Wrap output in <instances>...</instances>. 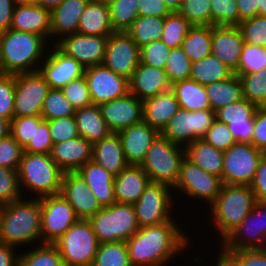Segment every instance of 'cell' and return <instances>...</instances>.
Masks as SVG:
<instances>
[{
    "mask_svg": "<svg viewBox=\"0 0 266 266\" xmlns=\"http://www.w3.org/2000/svg\"><path fill=\"white\" fill-rule=\"evenodd\" d=\"M160 132L145 121H141L118 132L125 160L129 165H140L151 143Z\"/></svg>",
    "mask_w": 266,
    "mask_h": 266,
    "instance_id": "cell-24",
    "label": "cell"
},
{
    "mask_svg": "<svg viewBox=\"0 0 266 266\" xmlns=\"http://www.w3.org/2000/svg\"><path fill=\"white\" fill-rule=\"evenodd\" d=\"M92 160L114 176L129 165L125 160L122 141L118 133H111L108 137L93 144Z\"/></svg>",
    "mask_w": 266,
    "mask_h": 266,
    "instance_id": "cell-32",
    "label": "cell"
},
{
    "mask_svg": "<svg viewBox=\"0 0 266 266\" xmlns=\"http://www.w3.org/2000/svg\"><path fill=\"white\" fill-rule=\"evenodd\" d=\"M169 188L171 187L166 184L152 182L145 188L140 199L133 204L139 227L159 225L172 220L169 210L173 203Z\"/></svg>",
    "mask_w": 266,
    "mask_h": 266,
    "instance_id": "cell-14",
    "label": "cell"
},
{
    "mask_svg": "<svg viewBox=\"0 0 266 266\" xmlns=\"http://www.w3.org/2000/svg\"><path fill=\"white\" fill-rule=\"evenodd\" d=\"M179 109L176 95L170 89L143 100V121L161 132Z\"/></svg>",
    "mask_w": 266,
    "mask_h": 266,
    "instance_id": "cell-30",
    "label": "cell"
},
{
    "mask_svg": "<svg viewBox=\"0 0 266 266\" xmlns=\"http://www.w3.org/2000/svg\"><path fill=\"white\" fill-rule=\"evenodd\" d=\"M53 141L49 132L47 120L39 116H34L33 139L23 148L26 153L50 154Z\"/></svg>",
    "mask_w": 266,
    "mask_h": 266,
    "instance_id": "cell-49",
    "label": "cell"
},
{
    "mask_svg": "<svg viewBox=\"0 0 266 266\" xmlns=\"http://www.w3.org/2000/svg\"><path fill=\"white\" fill-rule=\"evenodd\" d=\"M191 67L192 62L180 46L171 49L164 70L172 85L174 82L189 79L191 75Z\"/></svg>",
    "mask_w": 266,
    "mask_h": 266,
    "instance_id": "cell-47",
    "label": "cell"
},
{
    "mask_svg": "<svg viewBox=\"0 0 266 266\" xmlns=\"http://www.w3.org/2000/svg\"><path fill=\"white\" fill-rule=\"evenodd\" d=\"M139 16L166 17L171 11L162 0H139Z\"/></svg>",
    "mask_w": 266,
    "mask_h": 266,
    "instance_id": "cell-64",
    "label": "cell"
},
{
    "mask_svg": "<svg viewBox=\"0 0 266 266\" xmlns=\"http://www.w3.org/2000/svg\"><path fill=\"white\" fill-rule=\"evenodd\" d=\"M170 89L171 83L164 69L141 62L129 80V93L139 100L156 96Z\"/></svg>",
    "mask_w": 266,
    "mask_h": 266,
    "instance_id": "cell-26",
    "label": "cell"
},
{
    "mask_svg": "<svg viewBox=\"0 0 266 266\" xmlns=\"http://www.w3.org/2000/svg\"><path fill=\"white\" fill-rule=\"evenodd\" d=\"M15 75L0 73V117H14Z\"/></svg>",
    "mask_w": 266,
    "mask_h": 266,
    "instance_id": "cell-56",
    "label": "cell"
},
{
    "mask_svg": "<svg viewBox=\"0 0 266 266\" xmlns=\"http://www.w3.org/2000/svg\"><path fill=\"white\" fill-rule=\"evenodd\" d=\"M215 119V112L211 109L188 111L180 108L160 134L175 144L183 143L185 148L197 139H202Z\"/></svg>",
    "mask_w": 266,
    "mask_h": 266,
    "instance_id": "cell-9",
    "label": "cell"
},
{
    "mask_svg": "<svg viewBox=\"0 0 266 266\" xmlns=\"http://www.w3.org/2000/svg\"><path fill=\"white\" fill-rule=\"evenodd\" d=\"M45 41L42 36L24 31L0 32V73L15 75L38 71L36 65L43 58Z\"/></svg>",
    "mask_w": 266,
    "mask_h": 266,
    "instance_id": "cell-3",
    "label": "cell"
},
{
    "mask_svg": "<svg viewBox=\"0 0 266 266\" xmlns=\"http://www.w3.org/2000/svg\"><path fill=\"white\" fill-rule=\"evenodd\" d=\"M91 266H131L126 242L100 243Z\"/></svg>",
    "mask_w": 266,
    "mask_h": 266,
    "instance_id": "cell-42",
    "label": "cell"
},
{
    "mask_svg": "<svg viewBox=\"0 0 266 266\" xmlns=\"http://www.w3.org/2000/svg\"><path fill=\"white\" fill-rule=\"evenodd\" d=\"M251 144L258 150L266 151V105L257 107Z\"/></svg>",
    "mask_w": 266,
    "mask_h": 266,
    "instance_id": "cell-62",
    "label": "cell"
},
{
    "mask_svg": "<svg viewBox=\"0 0 266 266\" xmlns=\"http://www.w3.org/2000/svg\"><path fill=\"white\" fill-rule=\"evenodd\" d=\"M64 172L50 154L23 152L18 169L19 186L36 193V198L60 193Z\"/></svg>",
    "mask_w": 266,
    "mask_h": 266,
    "instance_id": "cell-5",
    "label": "cell"
},
{
    "mask_svg": "<svg viewBox=\"0 0 266 266\" xmlns=\"http://www.w3.org/2000/svg\"><path fill=\"white\" fill-rule=\"evenodd\" d=\"M55 47V48H54ZM39 72L52 89H61L69 82L84 76V67L73 57L66 55L55 44Z\"/></svg>",
    "mask_w": 266,
    "mask_h": 266,
    "instance_id": "cell-22",
    "label": "cell"
},
{
    "mask_svg": "<svg viewBox=\"0 0 266 266\" xmlns=\"http://www.w3.org/2000/svg\"><path fill=\"white\" fill-rule=\"evenodd\" d=\"M90 0H63L50 11V37L77 33L80 17ZM58 34V35H57Z\"/></svg>",
    "mask_w": 266,
    "mask_h": 266,
    "instance_id": "cell-31",
    "label": "cell"
},
{
    "mask_svg": "<svg viewBox=\"0 0 266 266\" xmlns=\"http://www.w3.org/2000/svg\"><path fill=\"white\" fill-rule=\"evenodd\" d=\"M233 266H266V248L220 251Z\"/></svg>",
    "mask_w": 266,
    "mask_h": 266,
    "instance_id": "cell-53",
    "label": "cell"
},
{
    "mask_svg": "<svg viewBox=\"0 0 266 266\" xmlns=\"http://www.w3.org/2000/svg\"><path fill=\"white\" fill-rule=\"evenodd\" d=\"M109 36L69 34L53 42L66 55L84 68L103 64Z\"/></svg>",
    "mask_w": 266,
    "mask_h": 266,
    "instance_id": "cell-18",
    "label": "cell"
},
{
    "mask_svg": "<svg viewBox=\"0 0 266 266\" xmlns=\"http://www.w3.org/2000/svg\"><path fill=\"white\" fill-rule=\"evenodd\" d=\"M234 72L212 53L196 62H192L190 79L201 85L224 81Z\"/></svg>",
    "mask_w": 266,
    "mask_h": 266,
    "instance_id": "cell-38",
    "label": "cell"
},
{
    "mask_svg": "<svg viewBox=\"0 0 266 266\" xmlns=\"http://www.w3.org/2000/svg\"><path fill=\"white\" fill-rule=\"evenodd\" d=\"M77 173L86 182L102 208L116 203L114 191L115 176L108 172L103 166L90 160L86 162Z\"/></svg>",
    "mask_w": 266,
    "mask_h": 266,
    "instance_id": "cell-28",
    "label": "cell"
},
{
    "mask_svg": "<svg viewBox=\"0 0 266 266\" xmlns=\"http://www.w3.org/2000/svg\"><path fill=\"white\" fill-rule=\"evenodd\" d=\"M93 144L85 138H76L53 144L50 157L64 172H77L92 160Z\"/></svg>",
    "mask_w": 266,
    "mask_h": 266,
    "instance_id": "cell-25",
    "label": "cell"
},
{
    "mask_svg": "<svg viewBox=\"0 0 266 266\" xmlns=\"http://www.w3.org/2000/svg\"><path fill=\"white\" fill-rule=\"evenodd\" d=\"M89 221L99 243L127 241L140 228L132 204L113 203L102 208Z\"/></svg>",
    "mask_w": 266,
    "mask_h": 266,
    "instance_id": "cell-7",
    "label": "cell"
},
{
    "mask_svg": "<svg viewBox=\"0 0 266 266\" xmlns=\"http://www.w3.org/2000/svg\"><path fill=\"white\" fill-rule=\"evenodd\" d=\"M105 123L112 133L143 121V100L128 93L126 96L113 99L99 105Z\"/></svg>",
    "mask_w": 266,
    "mask_h": 266,
    "instance_id": "cell-19",
    "label": "cell"
},
{
    "mask_svg": "<svg viewBox=\"0 0 266 266\" xmlns=\"http://www.w3.org/2000/svg\"><path fill=\"white\" fill-rule=\"evenodd\" d=\"M19 3H33L39 4V0H17Z\"/></svg>",
    "mask_w": 266,
    "mask_h": 266,
    "instance_id": "cell-73",
    "label": "cell"
},
{
    "mask_svg": "<svg viewBox=\"0 0 266 266\" xmlns=\"http://www.w3.org/2000/svg\"><path fill=\"white\" fill-rule=\"evenodd\" d=\"M224 152L216 149L203 139H197L185 147V157L202 168L222 179Z\"/></svg>",
    "mask_w": 266,
    "mask_h": 266,
    "instance_id": "cell-35",
    "label": "cell"
},
{
    "mask_svg": "<svg viewBox=\"0 0 266 266\" xmlns=\"http://www.w3.org/2000/svg\"><path fill=\"white\" fill-rule=\"evenodd\" d=\"M256 197L250 186L223 184L211 205L213 222L223 240L252 211Z\"/></svg>",
    "mask_w": 266,
    "mask_h": 266,
    "instance_id": "cell-4",
    "label": "cell"
},
{
    "mask_svg": "<svg viewBox=\"0 0 266 266\" xmlns=\"http://www.w3.org/2000/svg\"><path fill=\"white\" fill-rule=\"evenodd\" d=\"M10 29L42 36H50V10L33 3H17L12 16Z\"/></svg>",
    "mask_w": 266,
    "mask_h": 266,
    "instance_id": "cell-27",
    "label": "cell"
},
{
    "mask_svg": "<svg viewBox=\"0 0 266 266\" xmlns=\"http://www.w3.org/2000/svg\"><path fill=\"white\" fill-rule=\"evenodd\" d=\"M32 250L19 255V266H65L53 244H40Z\"/></svg>",
    "mask_w": 266,
    "mask_h": 266,
    "instance_id": "cell-46",
    "label": "cell"
},
{
    "mask_svg": "<svg viewBox=\"0 0 266 266\" xmlns=\"http://www.w3.org/2000/svg\"><path fill=\"white\" fill-rule=\"evenodd\" d=\"M223 155V184L250 186L264 152L250 143L236 142Z\"/></svg>",
    "mask_w": 266,
    "mask_h": 266,
    "instance_id": "cell-10",
    "label": "cell"
},
{
    "mask_svg": "<svg viewBox=\"0 0 266 266\" xmlns=\"http://www.w3.org/2000/svg\"><path fill=\"white\" fill-rule=\"evenodd\" d=\"M84 77L94 105H101L129 93V80L116 75L104 64L85 68Z\"/></svg>",
    "mask_w": 266,
    "mask_h": 266,
    "instance_id": "cell-17",
    "label": "cell"
},
{
    "mask_svg": "<svg viewBox=\"0 0 266 266\" xmlns=\"http://www.w3.org/2000/svg\"><path fill=\"white\" fill-rule=\"evenodd\" d=\"M74 117L79 135L92 144L112 133L102 117L99 105L92 104L88 107L76 109Z\"/></svg>",
    "mask_w": 266,
    "mask_h": 266,
    "instance_id": "cell-34",
    "label": "cell"
},
{
    "mask_svg": "<svg viewBox=\"0 0 266 266\" xmlns=\"http://www.w3.org/2000/svg\"><path fill=\"white\" fill-rule=\"evenodd\" d=\"M266 68V48L245 43L234 74H249Z\"/></svg>",
    "mask_w": 266,
    "mask_h": 266,
    "instance_id": "cell-48",
    "label": "cell"
},
{
    "mask_svg": "<svg viewBox=\"0 0 266 266\" xmlns=\"http://www.w3.org/2000/svg\"><path fill=\"white\" fill-rule=\"evenodd\" d=\"M93 1H99V2H102V3H107L109 4L111 1L113 0H93Z\"/></svg>",
    "mask_w": 266,
    "mask_h": 266,
    "instance_id": "cell-74",
    "label": "cell"
},
{
    "mask_svg": "<svg viewBox=\"0 0 266 266\" xmlns=\"http://www.w3.org/2000/svg\"><path fill=\"white\" fill-rule=\"evenodd\" d=\"M41 244L55 243L79 220L73 207L60 195L40 197Z\"/></svg>",
    "mask_w": 266,
    "mask_h": 266,
    "instance_id": "cell-12",
    "label": "cell"
},
{
    "mask_svg": "<svg viewBox=\"0 0 266 266\" xmlns=\"http://www.w3.org/2000/svg\"><path fill=\"white\" fill-rule=\"evenodd\" d=\"M216 266H233L222 254L218 253Z\"/></svg>",
    "mask_w": 266,
    "mask_h": 266,
    "instance_id": "cell-71",
    "label": "cell"
},
{
    "mask_svg": "<svg viewBox=\"0 0 266 266\" xmlns=\"http://www.w3.org/2000/svg\"><path fill=\"white\" fill-rule=\"evenodd\" d=\"M181 47L191 62L209 56L212 53V26H192Z\"/></svg>",
    "mask_w": 266,
    "mask_h": 266,
    "instance_id": "cell-39",
    "label": "cell"
},
{
    "mask_svg": "<svg viewBox=\"0 0 266 266\" xmlns=\"http://www.w3.org/2000/svg\"><path fill=\"white\" fill-rule=\"evenodd\" d=\"M175 224L174 220H170L140 227L125 241L131 266H163L184 250L189 240Z\"/></svg>",
    "mask_w": 266,
    "mask_h": 266,
    "instance_id": "cell-1",
    "label": "cell"
},
{
    "mask_svg": "<svg viewBox=\"0 0 266 266\" xmlns=\"http://www.w3.org/2000/svg\"><path fill=\"white\" fill-rule=\"evenodd\" d=\"M205 89L211 110L214 112L243 98L242 84L236 74L224 81L207 84Z\"/></svg>",
    "mask_w": 266,
    "mask_h": 266,
    "instance_id": "cell-37",
    "label": "cell"
},
{
    "mask_svg": "<svg viewBox=\"0 0 266 266\" xmlns=\"http://www.w3.org/2000/svg\"><path fill=\"white\" fill-rule=\"evenodd\" d=\"M139 63L140 48L126 32L109 35L103 63L108 69L130 80Z\"/></svg>",
    "mask_w": 266,
    "mask_h": 266,
    "instance_id": "cell-16",
    "label": "cell"
},
{
    "mask_svg": "<svg viewBox=\"0 0 266 266\" xmlns=\"http://www.w3.org/2000/svg\"><path fill=\"white\" fill-rule=\"evenodd\" d=\"M171 12H178L184 0H162Z\"/></svg>",
    "mask_w": 266,
    "mask_h": 266,
    "instance_id": "cell-69",
    "label": "cell"
},
{
    "mask_svg": "<svg viewBox=\"0 0 266 266\" xmlns=\"http://www.w3.org/2000/svg\"><path fill=\"white\" fill-rule=\"evenodd\" d=\"M13 246L0 243V266H19V255L16 256Z\"/></svg>",
    "mask_w": 266,
    "mask_h": 266,
    "instance_id": "cell-67",
    "label": "cell"
},
{
    "mask_svg": "<svg viewBox=\"0 0 266 266\" xmlns=\"http://www.w3.org/2000/svg\"><path fill=\"white\" fill-rule=\"evenodd\" d=\"M150 183L149 176L140 165H128L114 178L116 203L133 205Z\"/></svg>",
    "mask_w": 266,
    "mask_h": 266,
    "instance_id": "cell-29",
    "label": "cell"
},
{
    "mask_svg": "<svg viewBox=\"0 0 266 266\" xmlns=\"http://www.w3.org/2000/svg\"><path fill=\"white\" fill-rule=\"evenodd\" d=\"M222 186L223 182L220 177L204 171L185 157L181 163L178 181L174 188L193 198H203L206 202L209 201L208 205H212Z\"/></svg>",
    "mask_w": 266,
    "mask_h": 266,
    "instance_id": "cell-15",
    "label": "cell"
},
{
    "mask_svg": "<svg viewBox=\"0 0 266 266\" xmlns=\"http://www.w3.org/2000/svg\"><path fill=\"white\" fill-rule=\"evenodd\" d=\"M170 51L171 48L161 40L151 42L140 48V62L164 69Z\"/></svg>",
    "mask_w": 266,
    "mask_h": 266,
    "instance_id": "cell-58",
    "label": "cell"
},
{
    "mask_svg": "<svg viewBox=\"0 0 266 266\" xmlns=\"http://www.w3.org/2000/svg\"><path fill=\"white\" fill-rule=\"evenodd\" d=\"M75 110L61 89L50 88L43 102L41 116L44 120L59 119L74 116Z\"/></svg>",
    "mask_w": 266,
    "mask_h": 266,
    "instance_id": "cell-45",
    "label": "cell"
},
{
    "mask_svg": "<svg viewBox=\"0 0 266 266\" xmlns=\"http://www.w3.org/2000/svg\"><path fill=\"white\" fill-rule=\"evenodd\" d=\"M113 32L108 4L90 0L80 17L77 33L109 36Z\"/></svg>",
    "mask_w": 266,
    "mask_h": 266,
    "instance_id": "cell-33",
    "label": "cell"
},
{
    "mask_svg": "<svg viewBox=\"0 0 266 266\" xmlns=\"http://www.w3.org/2000/svg\"><path fill=\"white\" fill-rule=\"evenodd\" d=\"M50 90L38 71L15 74L14 116H39Z\"/></svg>",
    "mask_w": 266,
    "mask_h": 266,
    "instance_id": "cell-13",
    "label": "cell"
},
{
    "mask_svg": "<svg viewBox=\"0 0 266 266\" xmlns=\"http://www.w3.org/2000/svg\"><path fill=\"white\" fill-rule=\"evenodd\" d=\"M259 16L266 17V0H261V5L259 6Z\"/></svg>",
    "mask_w": 266,
    "mask_h": 266,
    "instance_id": "cell-72",
    "label": "cell"
},
{
    "mask_svg": "<svg viewBox=\"0 0 266 266\" xmlns=\"http://www.w3.org/2000/svg\"><path fill=\"white\" fill-rule=\"evenodd\" d=\"M193 25L179 12H171L165 17L161 41L169 48L180 47Z\"/></svg>",
    "mask_w": 266,
    "mask_h": 266,
    "instance_id": "cell-44",
    "label": "cell"
},
{
    "mask_svg": "<svg viewBox=\"0 0 266 266\" xmlns=\"http://www.w3.org/2000/svg\"><path fill=\"white\" fill-rule=\"evenodd\" d=\"M17 0H0V32L10 29Z\"/></svg>",
    "mask_w": 266,
    "mask_h": 266,
    "instance_id": "cell-66",
    "label": "cell"
},
{
    "mask_svg": "<svg viewBox=\"0 0 266 266\" xmlns=\"http://www.w3.org/2000/svg\"><path fill=\"white\" fill-rule=\"evenodd\" d=\"M211 26H238L239 15L236 0H211Z\"/></svg>",
    "mask_w": 266,
    "mask_h": 266,
    "instance_id": "cell-52",
    "label": "cell"
},
{
    "mask_svg": "<svg viewBox=\"0 0 266 266\" xmlns=\"http://www.w3.org/2000/svg\"><path fill=\"white\" fill-rule=\"evenodd\" d=\"M202 139L223 152L236 143L227 124L217 119L213 121L212 126L207 130L206 135Z\"/></svg>",
    "mask_w": 266,
    "mask_h": 266,
    "instance_id": "cell-59",
    "label": "cell"
},
{
    "mask_svg": "<svg viewBox=\"0 0 266 266\" xmlns=\"http://www.w3.org/2000/svg\"><path fill=\"white\" fill-rule=\"evenodd\" d=\"M211 0H184L178 11L193 26H211Z\"/></svg>",
    "mask_w": 266,
    "mask_h": 266,
    "instance_id": "cell-50",
    "label": "cell"
},
{
    "mask_svg": "<svg viewBox=\"0 0 266 266\" xmlns=\"http://www.w3.org/2000/svg\"><path fill=\"white\" fill-rule=\"evenodd\" d=\"M245 42L238 26H212V54L233 72L237 70Z\"/></svg>",
    "mask_w": 266,
    "mask_h": 266,
    "instance_id": "cell-23",
    "label": "cell"
},
{
    "mask_svg": "<svg viewBox=\"0 0 266 266\" xmlns=\"http://www.w3.org/2000/svg\"><path fill=\"white\" fill-rule=\"evenodd\" d=\"M34 116H14L11 120L10 135L24 148L33 139Z\"/></svg>",
    "mask_w": 266,
    "mask_h": 266,
    "instance_id": "cell-61",
    "label": "cell"
},
{
    "mask_svg": "<svg viewBox=\"0 0 266 266\" xmlns=\"http://www.w3.org/2000/svg\"><path fill=\"white\" fill-rule=\"evenodd\" d=\"M63 0H39V5L50 11L57 7Z\"/></svg>",
    "mask_w": 266,
    "mask_h": 266,
    "instance_id": "cell-70",
    "label": "cell"
},
{
    "mask_svg": "<svg viewBox=\"0 0 266 266\" xmlns=\"http://www.w3.org/2000/svg\"><path fill=\"white\" fill-rule=\"evenodd\" d=\"M59 194L73 207L79 219L89 220L102 209L86 182L77 172L63 174Z\"/></svg>",
    "mask_w": 266,
    "mask_h": 266,
    "instance_id": "cell-20",
    "label": "cell"
},
{
    "mask_svg": "<svg viewBox=\"0 0 266 266\" xmlns=\"http://www.w3.org/2000/svg\"><path fill=\"white\" fill-rule=\"evenodd\" d=\"M221 242L220 251L266 248V202L256 201L252 211Z\"/></svg>",
    "mask_w": 266,
    "mask_h": 266,
    "instance_id": "cell-11",
    "label": "cell"
},
{
    "mask_svg": "<svg viewBox=\"0 0 266 266\" xmlns=\"http://www.w3.org/2000/svg\"><path fill=\"white\" fill-rule=\"evenodd\" d=\"M11 121L0 117V140L10 135Z\"/></svg>",
    "mask_w": 266,
    "mask_h": 266,
    "instance_id": "cell-68",
    "label": "cell"
},
{
    "mask_svg": "<svg viewBox=\"0 0 266 266\" xmlns=\"http://www.w3.org/2000/svg\"><path fill=\"white\" fill-rule=\"evenodd\" d=\"M159 134L146 153L140 166L152 183L174 187L178 181L180 166L185 158V148ZM182 150V151H181Z\"/></svg>",
    "mask_w": 266,
    "mask_h": 266,
    "instance_id": "cell-6",
    "label": "cell"
},
{
    "mask_svg": "<svg viewBox=\"0 0 266 266\" xmlns=\"http://www.w3.org/2000/svg\"><path fill=\"white\" fill-rule=\"evenodd\" d=\"M257 201L266 202V155L259 161L255 177L250 185Z\"/></svg>",
    "mask_w": 266,
    "mask_h": 266,
    "instance_id": "cell-63",
    "label": "cell"
},
{
    "mask_svg": "<svg viewBox=\"0 0 266 266\" xmlns=\"http://www.w3.org/2000/svg\"><path fill=\"white\" fill-rule=\"evenodd\" d=\"M18 170L0 167V205L22 199Z\"/></svg>",
    "mask_w": 266,
    "mask_h": 266,
    "instance_id": "cell-54",
    "label": "cell"
},
{
    "mask_svg": "<svg viewBox=\"0 0 266 266\" xmlns=\"http://www.w3.org/2000/svg\"><path fill=\"white\" fill-rule=\"evenodd\" d=\"M99 242L89 220L79 219L53 245L65 266H91Z\"/></svg>",
    "mask_w": 266,
    "mask_h": 266,
    "instance_id": "cell-8",
    "label": "cell"
},
{
    "mask_svg": "<svg viewBox=\"0 0 266 266\" xmlns=\"http://www.w3.org/2000/svg\"><path fill=\"white\" fill-rule=\"evenodd\" d=\"M239 15V23L242 20L259 15L261 0H236Z\"/></svg>",
    "mask_w": 266,
    "mask_h": 266,
    "instance_id": "cell-65",
    "label": "cell"
},
{
    "mask_svg": "<svg viewBox=\"0 0 266 266\" xmlns=\"http://www.w3.org/2000/svg\"><path fill=\"white\" fill-rule=\"evenodd\" d=\"M164 23L165 17L138 16L126 33L141 48L161 39Z\"/></svg>",
    "mask_w": 266,
    "mask_h": 266,
    "instance_id": "cell-40",
    "label": "cell"
},
{
    "mask_svg": "<svg viewBox=\"0 0 266 266\" xmlns=\"http://www.w3.org/2000/svg\"><path fill=\"white\" fill-rule=\"evenodd\" d=\"M242 84V96L257 107L266 105V68L249 74H236Z\"/></svg>",
    "mask_w": 266,
    "mask_h": 266,
    "instance_id": "cell-43",
    "label": "cell"
},
{
    "mask_svg": "<svg viewBox=\"0 0 266 266\" xmlns=\"http://www.w3.org/2000/svg\"><path fill=\"white\" fill-rule=\"evenodd\" d=\"M171 90L175 93L182 109L188 111L211 109L205 86L190 78L174 82Z\"/></svg>",
    "mask_w": 266,
    "mask_h": 266,
    "instance_id": "cell-36",
    "label": "cell"
},
{
    "mask_svg": "<svg viewBox=\"0 0 266 266\" xmlns=\"http://www.w3.org/2000/svg\"><path fill=\"white\" fill-rule=\"evenodd\" d=\"M0 222H1V205H0Z\"/></svg>",
    "mask_w": 266,
    "mask_h": 266,
    "instance_id": "cell-75",
    "label": "cell"
},
{
    "mask_svg": "<svg viewBox=\"0 0 266 266\" xmlns=\"http://www.w3.org/2000/svg\"><path fill=\"white\" fill-rule=\"evenodd\" d=\"M256 110V105L242 98L217 110L215 116L227 124L236 142L251 144Z\"/></svg>",
    "mask_w": 266,
    "mask_h": 266,
    "instance_id": "cell-21",
    "label": "cell"
},
{
    "mask_svg": "<svg viewBox=\"0 0 266 266\" xmlns=\"http://www.w3.org/2000/svg\"><path fill=\"white\" fill-rule=\"evenodd\" d=\"M61 91L75 109L92 105L88 84L84 76L69 82L61 88Z\"/></svg>",
    "mask_w": 266,
    "mask_h": 266,
    "instance_id": "cell-55",
    "label": "cell"
},
{
    "mask_svg": "<svg viewBox=\"0 0 266 266\" xmlns=\"http://www.w3.org/2000/svg\"><path fill=\"white\" fill-rule=\"evenodd\" d=\"M1 205L0 243L10 246L41 239V203L36 198Z\"/></svg>",
    "mask_w": 266,
    "mask_h": 266,
    "instance_id": "cell-2",
    "label": "cell"
},
{
    "mask_svg": "<svg viewBox=\"0 0 266 266\" xmlns=\"http://www.w3.org/2000/svg\"><path fill=\"white\" fill-rule=\"evenodd\" d=\"M23 148L11 136L0 140V167L18 170L23 155Z\"/></svg>",
    "mask_w": 266,
    "mask_h": 266,
    "instance_id": "cell-60",
    "label": "cell"
},
{
    "mask_svg": "<svg viewBox=\"0 0 266 266\" xmlns=\"http://www.w3.org/2000/svg\"><path fill=\"white\" fill-rule=\"evenodd\" d=\"M47 122L53 144L80 136L74 116L47 120Z\"/></svg>",
    "mask_w": 266,
    "mask_h": 266,
    "instance_id": "cell-57",
    "label": "cell"
},
{
    "mask_svg": "<svg viewBox=\"0 0 266 266\" xmlns=\"http://www.w3.org/2000/svg\"><path fill=\"white\" fill-rule=\"evenodd\" d=\"M139 0H113L108 4L110 21L114 31H123L139 16Z\"/></svg>",
    "mask_w": 266,
    "mask_h": 266,
    "instance_id": "cell-41",
    "label": "cell"
},
{
    "mask_svg": "<svg viewBox=\"0 0 266 266\" xmlns=\"http://www.w3.org/2000/svg\"><path fill=\"white\" fill-rule=\"evenodd\" d=\"M238 27L245 43L266 48V17L258 15L242 20Z\"/></svg>",
    "mask_w": 266,
    "mask_h": 266,
    "instance_id": "cell-51",
    "label": "cell"
}]
</instances>
